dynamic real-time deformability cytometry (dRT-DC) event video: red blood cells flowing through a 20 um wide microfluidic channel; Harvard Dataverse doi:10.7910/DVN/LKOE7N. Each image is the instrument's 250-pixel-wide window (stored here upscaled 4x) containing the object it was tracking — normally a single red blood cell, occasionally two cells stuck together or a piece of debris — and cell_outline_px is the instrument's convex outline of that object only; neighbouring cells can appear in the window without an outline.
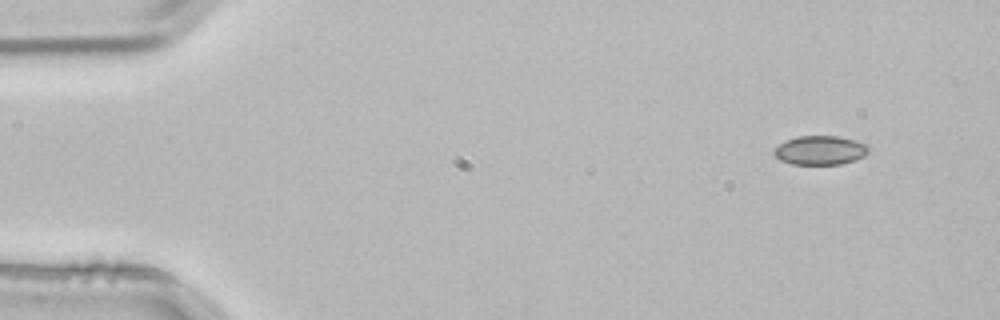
{"species": "common noctule bat (a hibernating species)", "species_latin": "Nyctalus noctula", "temperature_condition": "room temperature", "stored_images_in_passage": 3, "camera_frame_rate_fps": 3000, "um_per_image_px": 0.085, "animal": {"sex": "male", "body_mass_g": 21.5, "forearm_length_mm": 52.0}, "frame": {"image": 1, "passage_image": 1, "time_ms": 0.0, "image_size_px": [1000, 320], "cell_outline_px": [[872, 148], [864, 156], [856, 160], [840, 164], [792, 164], [780, 160], [772, 152], [784, 140], [796, 136], [840, 136], [868, 144]], "centroid_in_image_um": [69.75, 12.76], "position_along_channel_um": 15.2, "area_um2": 16.18}}